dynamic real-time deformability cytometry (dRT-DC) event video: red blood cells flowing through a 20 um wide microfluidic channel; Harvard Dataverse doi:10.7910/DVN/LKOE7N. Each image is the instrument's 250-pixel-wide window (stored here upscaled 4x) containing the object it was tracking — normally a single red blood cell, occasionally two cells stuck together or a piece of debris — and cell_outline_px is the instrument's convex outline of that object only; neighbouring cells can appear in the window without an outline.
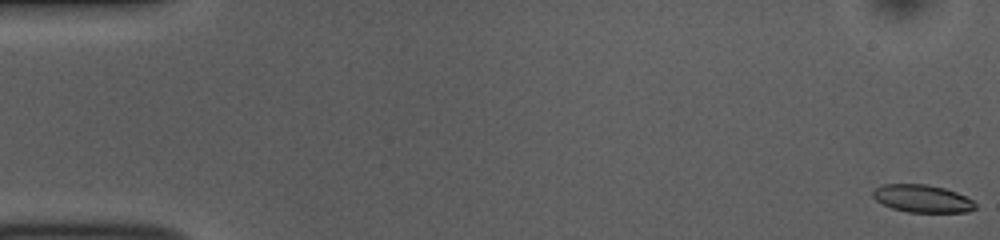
{"species": "common noctule bat (a hibernating species)", "species_latin": "Nyctalus noctula", "temperature_condition": "room temperature", "stored_images_in_passage": 53, "camera_frame_rate_fps": 3000, "um_per_image_px": 0.085, "animal": {"sex": "female", "body_mass_g": 10.0, "forearm_length_mm": 53.1}, "frame": {"image": 1, "passage_image": 1, "time_ms": 0.0, "image_size_px": [1000, 240], "cell_outline_px": [[976, 208], [968, 212], [908, 212], [892, 208], [876, 200], [872, 196], [872, 192], [876, 188], [884, 184], [928, 184], [944, 188], [956, 192], [972, 200], [976, 204]], "centroid_in_image_um": [78.4, 16.88], "position_along_channel_um": 6.6, "area_um2": 16.42}}
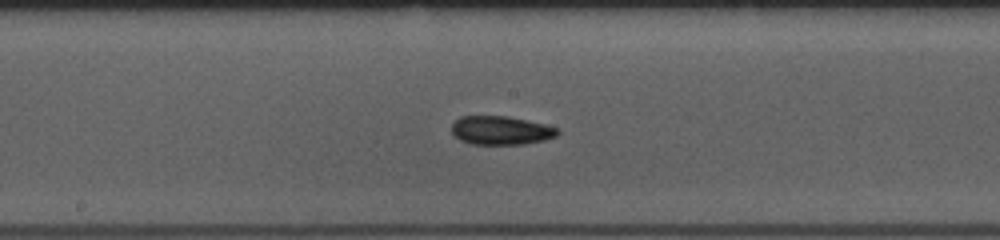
{"frame": {"image": 2, "passage_image": 28, "time_ms": 9.0, "image_size_px": [1000, 240], "cell_outline_px": [[560, 132], [556, 136], [544, 140], [524, 144], [472, 144], [460, 140], [452, 132], [452, 124], [460, 116], [508, 116], [544, 124], [560, 128]], "centroid_in_image_um": [42.6, 11.08], "position_along_channel_um": 205.6, "area_um2": 17.69}}
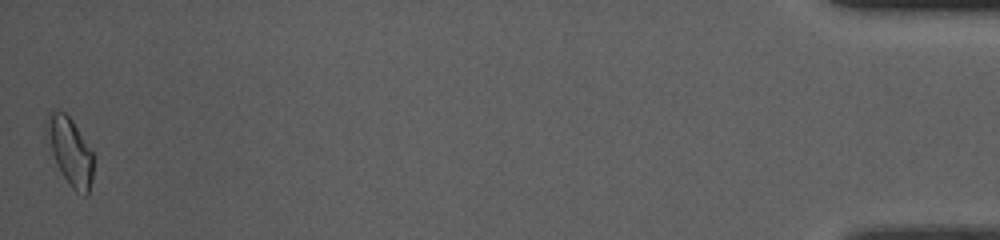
{"frame": {"image": 3, "passage_image": 53, "time_ms": 17.333, "image_size_px": [1000, 240], "cell_outline_px": [[92, 176], [88, 196], [84, 196], [76, 192], [72, 188], [56, 164], [44, 136], [44, 124], [48, 112], [52, 108], [56, 108], [64, 112], [72, 120], [92, 152]], "centroid_in_image_um": [5.88, 12.79], "position_along_channel_um": 429.3, "area_um2": 18.67}, "authors_computed_cell_mechanics": {"area_um2": 17.3978, "velocity_mm_per_s": 3.7944, "shape_relaxation_time_tau1_ms": 2.7122, "shape_relaxation_time_tau2_ms": 4.1934, "deformation_change_tau1": 0.0881, "deformation_change_tau2": 0.0929}}